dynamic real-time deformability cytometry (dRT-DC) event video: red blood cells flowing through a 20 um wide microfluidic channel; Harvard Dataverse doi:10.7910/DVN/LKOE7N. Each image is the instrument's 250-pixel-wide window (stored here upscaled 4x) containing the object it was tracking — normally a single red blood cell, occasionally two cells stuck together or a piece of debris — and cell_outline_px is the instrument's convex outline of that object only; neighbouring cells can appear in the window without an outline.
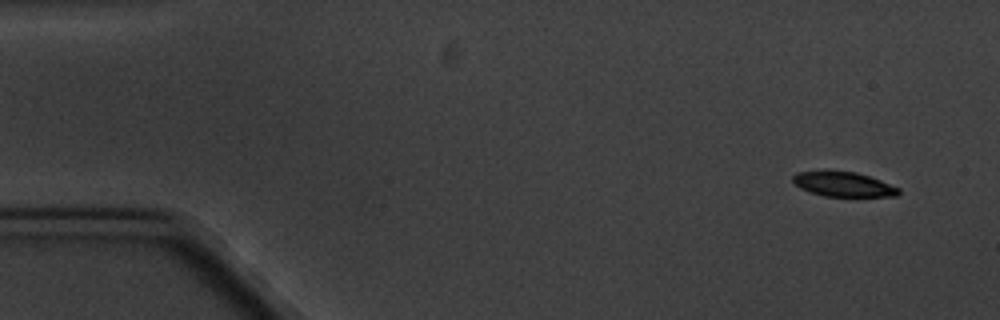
{"species": "common noctule bat (a hibernating species)", "species_latin": "Nyctalus noctula", "temperature_condition": "cold", "stored_images_in_passage": 6, "camera_frame_rate_fps": 3000, "um_per_image_px": 0.085, "animal": {"sex": "male", "body_mass_g": 20.1, "forearm_length_mm": 53.5}, "frame": {"image": 1, "passage_image": 1, "time_ms": 0.0, "image_size_px": [1000, 320], "cell_outline_px": [[900, 192], [896, 196], [824, 196], [800, 188], [792, 180], [792, 176], [796, 172], [856, 172], [880, 180], [900, 188]], "centroid_in_image_um": [71.71, 15.67], "position_along_channel_um": 13.3, "area_um2": 14.8}}
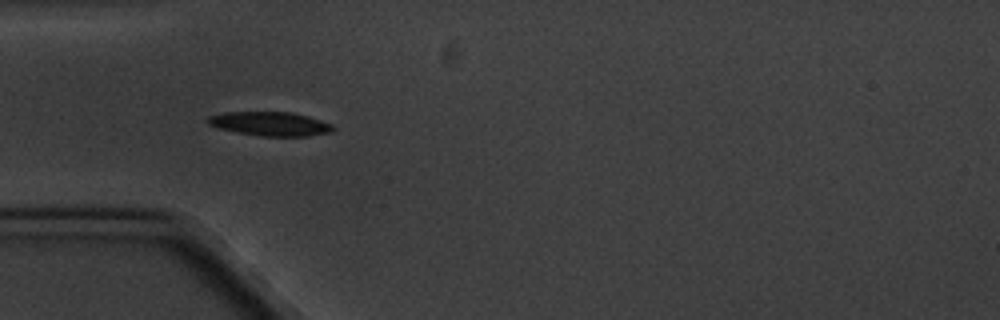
{"frame": {"image": 2, "passage_image": 5, "time_ms": 4.667, "image_size_px": [1000, 320], "cell_outline_px": [[336, 128], [332, 132], [308, 136], [260, 136], [216, 128], [208, 124], [204, 120], [208, 116], [224, 112], [288, 112], [308, 116], [332, 124]], "centroid_in_image_um": [22.93, 10.52], "position_along_channel_um": 62.1, "area_um2": 17.63}}